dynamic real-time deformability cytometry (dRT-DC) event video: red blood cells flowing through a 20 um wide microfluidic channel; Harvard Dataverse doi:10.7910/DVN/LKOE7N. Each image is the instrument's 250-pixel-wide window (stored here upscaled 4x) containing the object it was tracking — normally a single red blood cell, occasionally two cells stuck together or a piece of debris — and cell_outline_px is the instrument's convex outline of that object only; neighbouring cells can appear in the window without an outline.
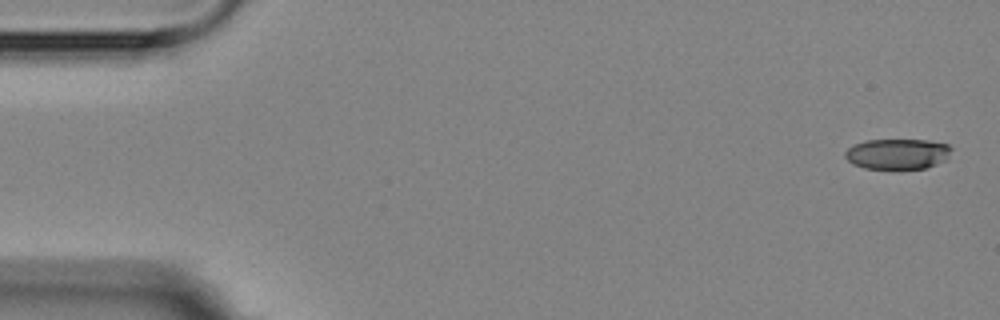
{"species": "Egyptian fruit bat (a non-hibernating species)", "species_latin": "Rousettus aegyptiacus", "temperature_condition": "room temperature", "stored_images_in_passage": 5, "segment_of_instrument_passage": [2, 2], "camera_frame_rate_fps": 3000, "um_per_image_px": 0.085, "animal": {"sex": "female"}, "frame": {"image": 1, "passage_image": 5, "time_ms": 5.667, "image_size_px": [1000, 320], "cell_outline_px": [[952, 148], [944, 160], [936, 164], [924, 168], [864, 168], [852, 164], [844, 156], [844, 152], [848, 148], [856, 144], [868, 140], [928, 140], [948, 144]], "centroid_in_image_um": [76.26, 13.07], "position_along_channel_um": 8.7, "area_um2": 18.61}}